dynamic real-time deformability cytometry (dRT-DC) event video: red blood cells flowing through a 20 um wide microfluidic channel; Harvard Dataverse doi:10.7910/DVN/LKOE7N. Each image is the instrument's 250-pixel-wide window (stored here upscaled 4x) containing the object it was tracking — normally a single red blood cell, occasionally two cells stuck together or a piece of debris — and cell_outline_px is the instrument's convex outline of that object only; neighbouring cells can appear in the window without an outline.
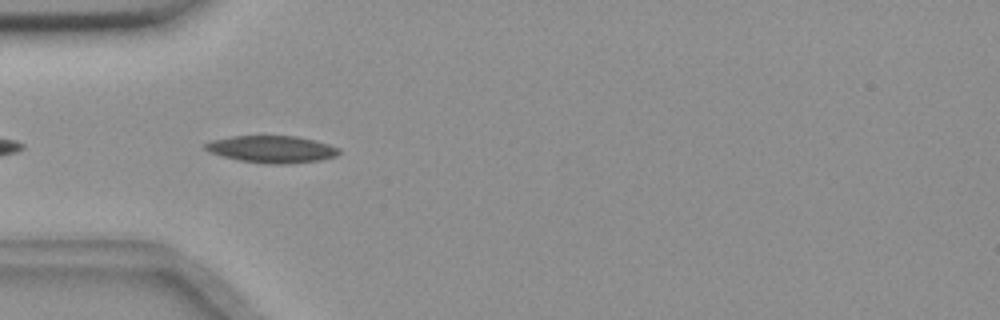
{"species": "common noctule bat (a hibernating species)", "species_latin": "Nyctalus noctula", "temperature_condition": "room temperature", "stored_images_in_passage": 9, "camera_frame_rate_fps": 3000, "um_per_image_px": 0.085, "animal": {"sex": "female", "body_mass_g": 18.4}, "frame": {"image": 1, "passage_image": 3, "time_ms": 0.667, "image_size_px": [1000, 320], "cell_outline_px": [[340, 152], [336, 156], [320, 160], [284, 164], [268, 164], [240, 160], [224, 156], [212, 152], [204, 148], [204, 144], [212, 140], [232, 136], [296, 136], [328, 144], [340, 148]], "centroid_in_image_um": [23.12, 12.68], "position_along_channel_um": 61.9, "area_um2": 20.81}}